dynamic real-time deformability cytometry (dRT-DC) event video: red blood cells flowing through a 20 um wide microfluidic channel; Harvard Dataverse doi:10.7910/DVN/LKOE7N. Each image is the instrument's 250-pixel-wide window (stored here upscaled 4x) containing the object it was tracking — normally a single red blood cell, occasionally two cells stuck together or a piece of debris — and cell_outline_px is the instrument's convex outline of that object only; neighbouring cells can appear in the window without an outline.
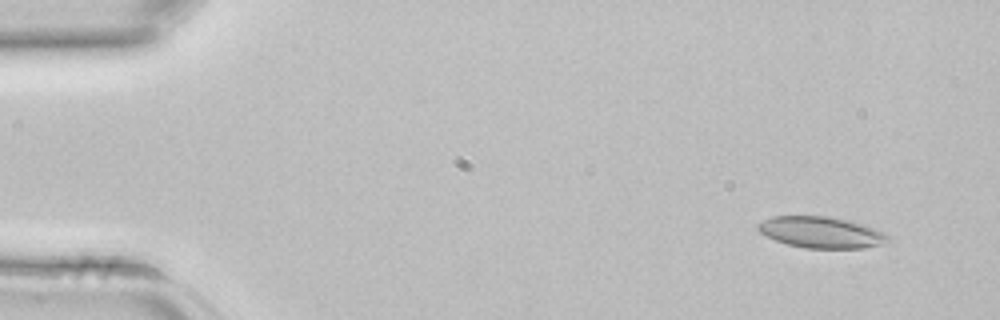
{"species": "common noctule bat (a hibernating species)", "species_latin": "Nyctalus noctula", "temperature_condition": "room temperature", "stored_images_in_passage": 4, "camera_frame_rate_fps": 3000, "um_per_image_px": 0.085, "animal": {"sex": "female", "body_mass_g": 22.7, "forearm_length_mm": 54.2}, "frame": {"image": 1, "passage_image": 1, "time_ms": 0.0, "image_size_px": [1000, 320], "cell_outline_px": [[892, 240], [864, 248], [804, 248], [788, 244], [776, 240], [760, 232], [756, 228], [756, 224], [772, 216], [828, 216], [848, 220], [876, 228], [884, 232]], "centroid_in_image_um": [69.8, 19.74], "position_along_channel_um": 15.2, "area_um2": 23.64}}
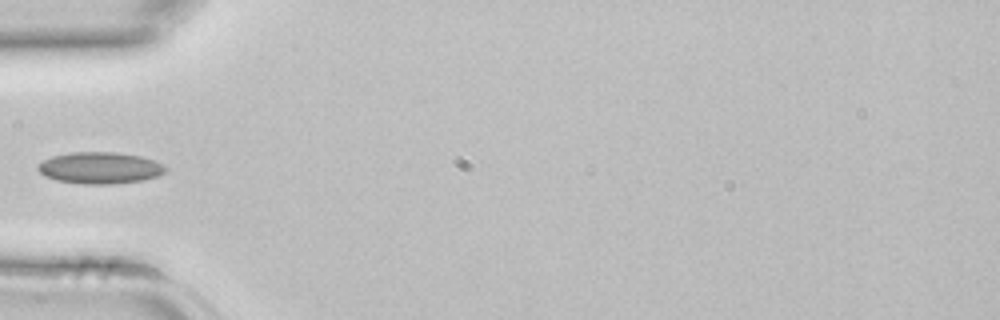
{"frame": {"image": 2, "passage_image": 4, "time_ms": 1.0, "image_size_px": [1000, 320], "cell_outline_px": [[168, 168], [160, 176], [144, 180], [112, 184], [84, 184], [56, 180], [44, 176], [36, 168], [36, 164], [52, 156], [72, 152], [116, 152], [140, 156], [152, 160]], "centroid_in_image_um": [8.47, 14.27], "position_along_channel_um": 76.5, "area_um2": 23.58}}